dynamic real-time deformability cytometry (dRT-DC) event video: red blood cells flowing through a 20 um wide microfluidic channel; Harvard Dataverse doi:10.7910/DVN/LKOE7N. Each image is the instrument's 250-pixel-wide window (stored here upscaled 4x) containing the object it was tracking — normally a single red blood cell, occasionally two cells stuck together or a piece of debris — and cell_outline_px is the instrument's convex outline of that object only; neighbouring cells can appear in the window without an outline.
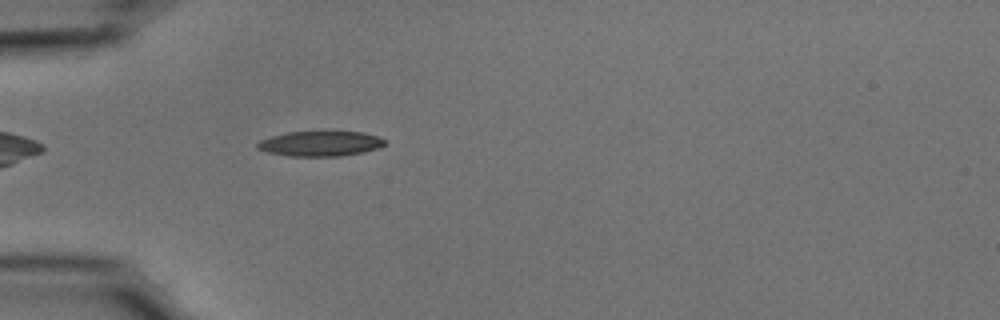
{"species": "common noctule bat (a hibernating species)", "species_latin": "Nyctalus noctula", "temperature_condition": "cold", "stored_images_in_passage": 39, "camera_frame_rate_fps": 3000, "um_per_image_px": 0.085, "animal": {"sex": "male", "body_mass_g": 15.6}, "frame": {"image": 1, "passage_image": 1, "time_ms": 0.0, "image_size_px": [1000, 320], "cell_outline_px": [[388, 144], [364, 152], [340, 156], [288, 156], [268, 152], [256, 148], [256, 144], [260, 140], [272, 136], [288, 132], [364, 132], [376, 136], [384, 140]], "centroid_in_image_um": [27.22, 12.21], "position_along_channel_um": 57.8, "area_um2": 18.5}}
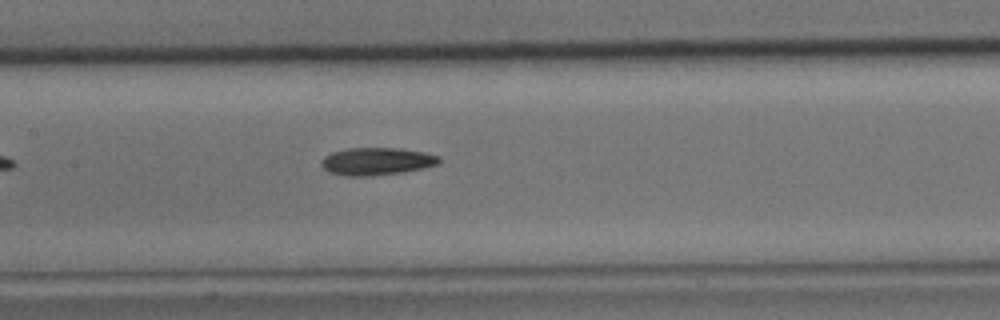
{"frame": {"image": 2, "passage_image": 11, "time_ms": 3.333, "image_size_px": [1000, 320], "cell_outline_px": [[440, 164], [424, 168], [404, 172], [368, 176], [344, 176], [328, 172], [320, 164], [320, 160], [324, 156], [332, 152], [348, 148], [400, 148], [424, 152], [440, 156]], "centroid_in_image_um": [32.01, 13.71], "position_along_channel_um": 175.4, "area_um2": 19.13}}
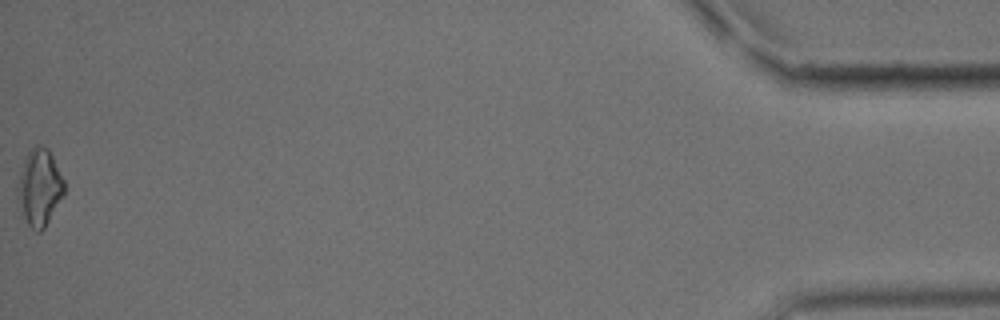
{"frame": {"image": 3, "passage_image": 39, "time_ms": 12.667, "image_size_px": [1000, 320], "cell_outline_px": [[64, 196], [44, 228], [40, 232], [36, 232], [28, 224], [24, 216], [16, 196], [16, 188], [20, 172], [24, 160], [28, 152], [36, 144], [40, 144], [48, 148], [64, 180]], "centroid_in_image_um": [3.35, 15.92], "position_along_channel_um": 431.8, "area_um2": 20.81}, "authors_computed_cell_mechanics": {"area_um2": 18.3804, "velocity_mm_per_s": 3.7075, "shape_relaxation_time_tau1_ms": 3.946, "shape_relaxation_time_tau2_ms": null, "deformation_change_tau1": 0.1306, "deformation_change_tau2": null}}